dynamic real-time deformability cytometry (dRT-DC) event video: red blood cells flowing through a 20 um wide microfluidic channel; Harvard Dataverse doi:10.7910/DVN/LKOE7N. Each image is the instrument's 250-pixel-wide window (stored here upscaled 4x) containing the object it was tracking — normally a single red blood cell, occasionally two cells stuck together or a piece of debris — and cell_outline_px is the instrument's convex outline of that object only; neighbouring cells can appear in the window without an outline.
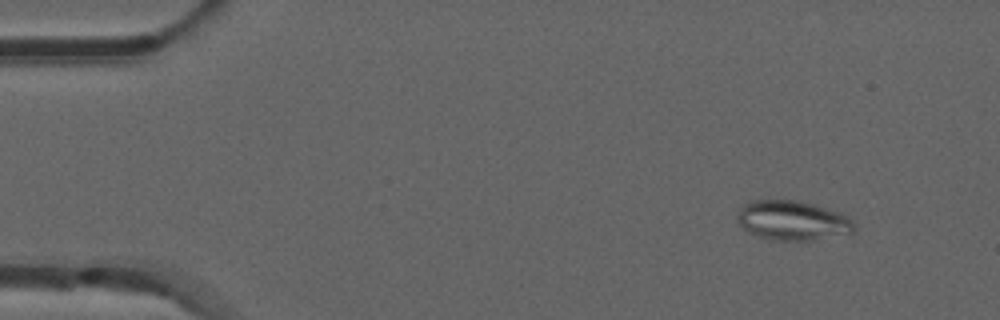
{"species": "common noctule bat (a hibernating species)", "species_latin": "Nyctalus noctula", "temperature_condition": "room temperature", "stored_images_in_passage": 52, "camera_frame_rate_fps": 3000, "um_per_image_px": 0.085, "animal": {"sex": "male", "forearm_length_mm": 52.5}, "frame": {"image": 1, "passage_image": 5, "time_ms": 1.333, "image_size_px": [1000, 320], "cell_outline_px": [[856, 232], [812, 240], [772, 240], [748, 232], [736, 220], [736, 216], [740, 208], [744, 204], [752, 200], [800, 200], [836, 212], [852, 220], [856, 224]], "centroid_in_image_um": [67.35, 18.74], "position_along_channel_um": 17.7, "area_um2": 26.82}}
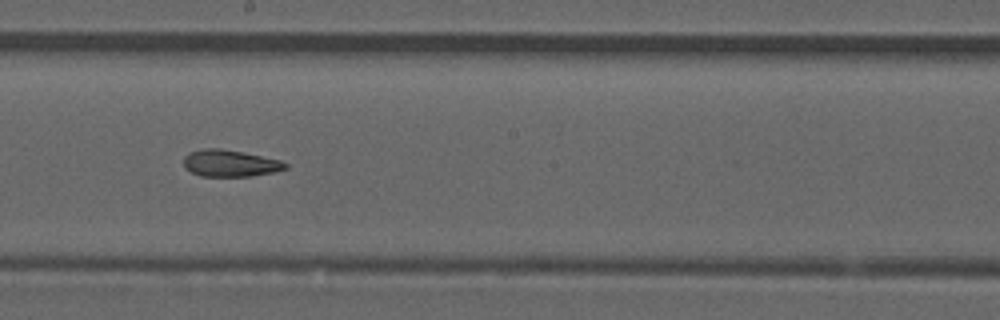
{"frame": {"image": 2, "passage_image": 29, "time_ms": 9.333, "image_size_px": [1000, 320], "cell_outline_px": [[288, 168], [272, 172], [252, 176], [200, 176], [184, 168], [184, 156], [200, 148], [220, 148], [244, 152], [280, 160], [288, 164]], "centroid_in_image_um": [19.55, 13.87], "position_along_channel_um": 228.7, "area_um2": 15.9}}
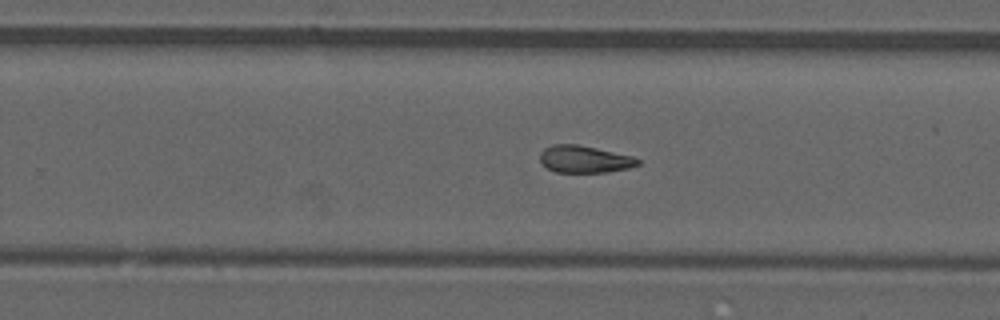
{"frame": {"image": 3, "passage_image": 33, "time_ms": 10.667, "image_size_px": [1000, 320], "cell_outline_px": [[640, 164], [628, 168], [608, 172], [556, 172], [548, 168], [540, 160], [540, 152], [544, 148], [552, 144], [576, 144], [596, 148], [632, 156], [640, 160]], "centroid_in_image_um": [49.67, 13.53], "position_along_channel_um": 280.1, "area_um2": 15.37}, "authors_computed_cell_mechanics": {"area_um2": 16.4441, "velocity_mm_per_s": 3.8705, "shape_relaxation_time_tau1_ms": null, "shape_relaxation_time_tau2_ms": 3.2973, "deformation_change_tau1": null, "deformation_change_tau2": 0.1139}}